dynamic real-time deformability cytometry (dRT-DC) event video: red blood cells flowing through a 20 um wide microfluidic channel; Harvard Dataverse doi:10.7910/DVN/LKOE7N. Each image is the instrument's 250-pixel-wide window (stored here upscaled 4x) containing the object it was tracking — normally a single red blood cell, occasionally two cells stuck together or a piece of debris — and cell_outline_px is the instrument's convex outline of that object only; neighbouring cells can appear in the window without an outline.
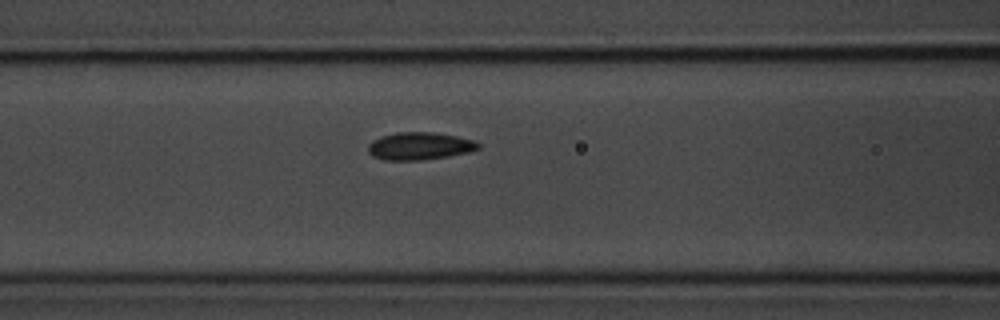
{"species": "common noctule bat (a hibernating species)", "species_latin": "Nyctalus noctula", "temperature_condition": "room temperature", "stored_images_in_passage": 5, "segment_of_instrument_passage": [1, 2], "camera_frame_rate_fps": 3000, "um_per_image_px": 0.085, "animal": {"sex": "male", "body_mass_g": 20.1, "forearm_length_mm": 53.5}, "frame": {"image": 1, "passage_image": 4, "time_ms": 4.0, "image_size_px": [1000, 320], "cell_outline_px": [[480, 148], [468, 152], [448, 156], [420, 160], [384, 160], [372, 156], [368, 152], [368, 144], [372, 140], [380, 136], [396, 132], [432, 132], [456, 136], [476, 140], [480, 144]], "centroid_in_image_um": [35.65, 12.41], "position_along_channel_um": 131.0, "area_um2": 17.8}}